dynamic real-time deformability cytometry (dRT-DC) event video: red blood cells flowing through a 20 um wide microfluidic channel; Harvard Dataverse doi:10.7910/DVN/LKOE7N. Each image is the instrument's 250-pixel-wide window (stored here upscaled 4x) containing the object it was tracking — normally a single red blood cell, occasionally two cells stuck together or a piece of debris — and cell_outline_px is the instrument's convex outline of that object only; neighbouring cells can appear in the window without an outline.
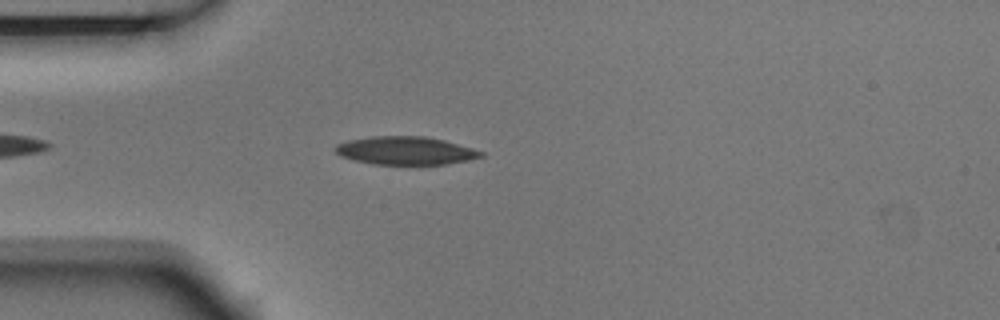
{"species": "Egyptian fruit bat (a non-hibernating species)", "species_latin": "Rousettus aegyptiacus", "temperature_condition": "room temperature", "stored_images_in_passage": 3, "camera_frame_rate_fps": 3000, "um_per_image_px": 0.085, "animal": {"sex": "male"}, "frame": {"image": 1, "passage_image": 3, "time_ms": 0.667, "image_size_px": [1000, 320], "cell_outline_px": [[484, 156], [468, 160], [444, 164], [372, 164], [340, 156], [332, 148], [336, 144], [348, 140], [372, 136], [424, 136], [444, 140], [472, 148], [484, 152]], "centroid_in_image_um": [34.44, 12.79], "position_along_channel_um": 50.6, "area_um2": 23.81}}